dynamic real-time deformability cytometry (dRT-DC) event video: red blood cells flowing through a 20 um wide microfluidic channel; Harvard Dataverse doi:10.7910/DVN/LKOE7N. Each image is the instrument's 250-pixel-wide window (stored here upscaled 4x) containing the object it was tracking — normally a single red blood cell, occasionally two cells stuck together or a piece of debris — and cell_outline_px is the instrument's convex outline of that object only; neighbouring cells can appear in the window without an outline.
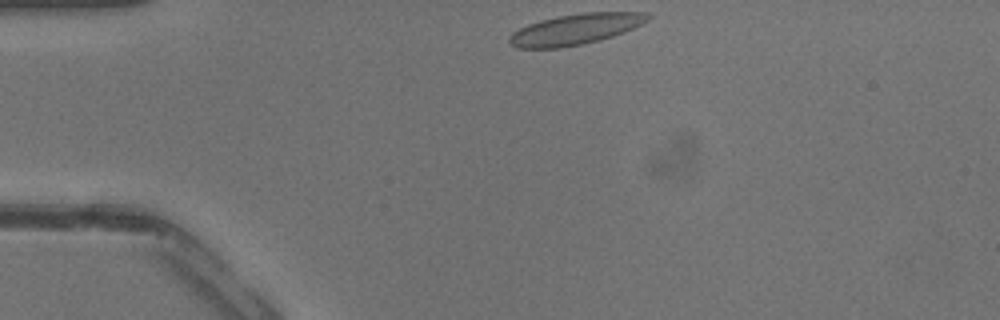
{"species": "common noctule bat (a hibernating species)", "species_latin": "Nyctalus noctula", "temperature_condition": "warm", "stored_images_in_passage": 28, "camera_frame_rate_fps": 3000, "um_per_image_px": 0.085, "animal": {"sex": "male", "body_mass_g": 13.3}, "frame": {"image": 1, "passage_image": 1, "time_ms": 0.0, "image_size_px": [1000, 320], "cell_outline_px": [[652, 16], [648, 20], [624, 32], [600, 40], [584, 44], [560, 48], [516, 48], [508, 40], [508, 36], [512, 32], [528, 24], [540, 20], [556, 16], [580, 12], [644, 12]], "centroid_in_image_um": [48.88, 2.48], "position_along_channel_um": 36.1, "area_um2": 24.91}}
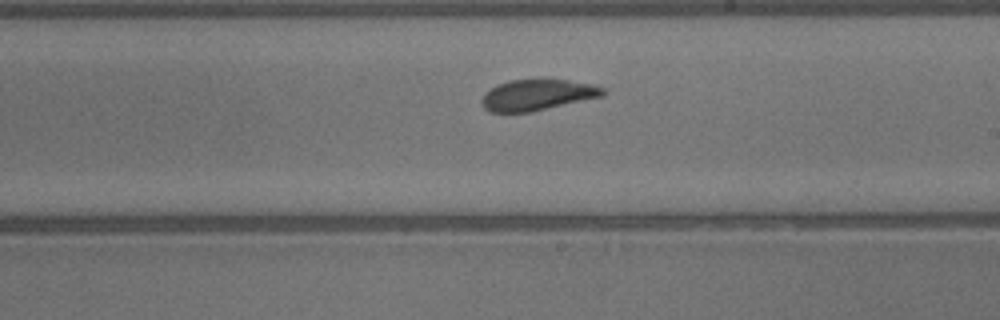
{"frame": {"image": 2, "passage_image": 16, "time_ms": 5.0, "image_size_px": [1000, 320], "cell_outline_px": [[604, 96], [532, 112], [488, 112], [480, 104], [480, 100], [496, 84], [508, 80], [568, 80], [592, 84], [604, 88]], "centroid_in_image_um": [45.67, 8.08], "position_along_channel_um": 243.3, "area_um2": 21.85}}
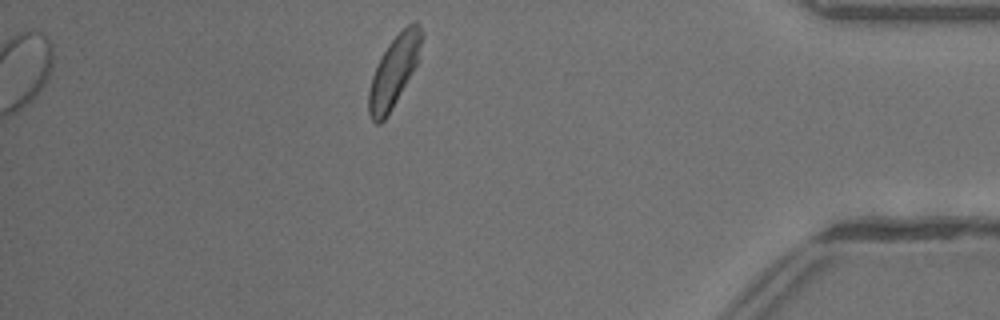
{"frame": {"image": 3, "passage_image": 28, "time_ms": 9.0, "image_size_px": [1000, 320], "cell_outline_px": [[424, 36], [416, 64], [388, 116], [380, 124], [376, 124], [372, 120], [368, 112], [368, 92], [372, 76], [380, 56], [388, 44], [408, 24], [416, 20], [420, 24], [424, 32]], "centroid_in_image_um": [33.49, 6.04], "position_along_channel_um": 401.7, "area_um2": 21.73}}